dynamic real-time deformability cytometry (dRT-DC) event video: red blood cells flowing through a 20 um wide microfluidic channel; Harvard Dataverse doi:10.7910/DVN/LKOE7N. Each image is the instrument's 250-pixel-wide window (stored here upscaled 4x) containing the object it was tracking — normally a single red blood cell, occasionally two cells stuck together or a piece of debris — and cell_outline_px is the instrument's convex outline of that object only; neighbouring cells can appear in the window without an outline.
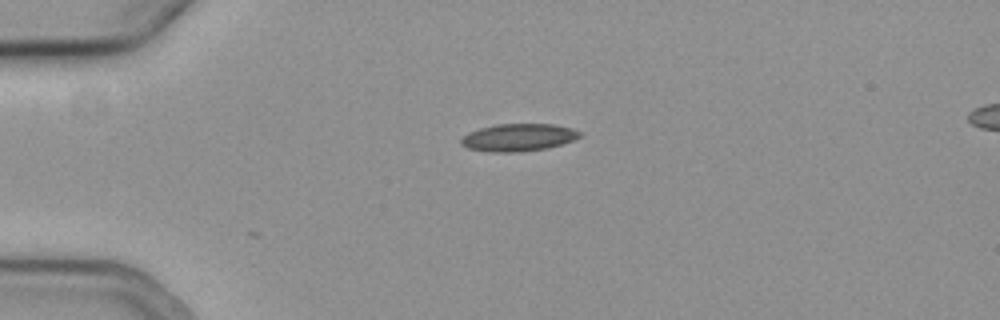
{"species": "common noctule bat (a hibernating species)", "species_latin": "Nyctalus noctula", "temperature_condition": "cold", "stored_images_in_passage": 2, "camera_frame_rate_fps": 3000, "um_per_image_px": 0.085, "animal": {"sex": "female", "body_mass_g": 19.3, "forearm_length_mm": 54.1}, "frame": {"image": 1, "passage_image": 2, "time_ms": 0.333, "image_size_px": [1000, 320], "cell_outline_px": [[580, 136], [572, 140], [548, 148], [516, 152], [488, 152], [468, 148], [460, 144], [460, 140], [468, 132], [480, 128], [496, 124], [556, 124], [572, 128], [580, 132]], "centroid_in_image_um": [44.03, 11.68], "position_along_channel_um": 41.0, "area_um2": 18.96}}